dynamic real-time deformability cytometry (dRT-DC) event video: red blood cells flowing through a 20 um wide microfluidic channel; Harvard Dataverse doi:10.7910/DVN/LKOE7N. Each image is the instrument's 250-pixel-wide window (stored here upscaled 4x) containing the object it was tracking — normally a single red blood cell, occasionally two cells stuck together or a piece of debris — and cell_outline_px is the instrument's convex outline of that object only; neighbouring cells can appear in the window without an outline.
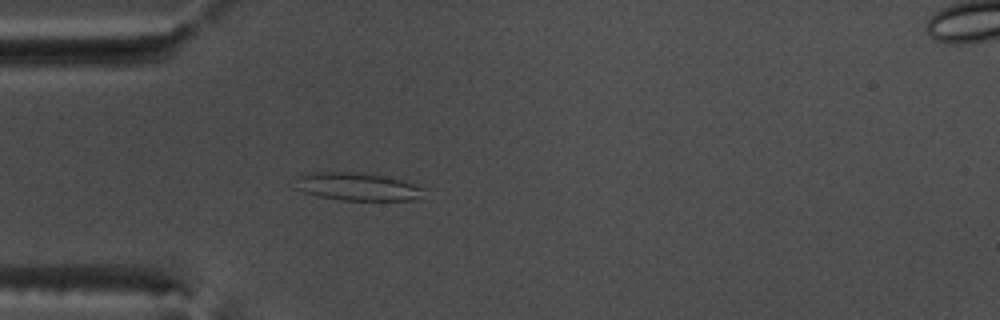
{"species": "common noctule bat (a hibernating species)", "species_latin": "Nyctalus noctula", "temperature_condition": "warm", "stored_images_in_passage": 48, "camera_frame_rate_fps": 3000, "um_per_image_px": 0.085, "animal": {"sex": "male", "body_mass_g": 17.5, "forearm_length_mm": 52.3}, "frame": {"image": 1, "passage_image": 10, "time_ms": 3.0, "image_size_px": [1000, 320], "cell_outline_px": [[428, 188], [420, 196], [412, 200], [340, 200], [320, 196], [304, 192], [296, 188], [300, 176], [316, 172], [348, 172], [384, 176], [404, 180]], "centroid_in_image_um": [30.48, 15.87], "position_along_channel_um": 54.5, "area_um2": 20.58}}
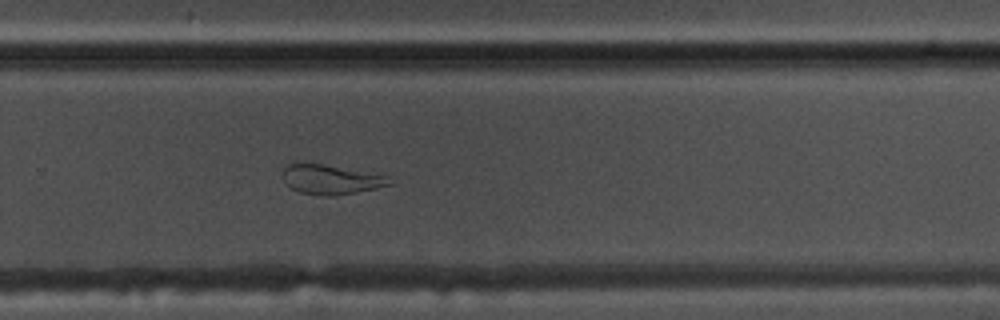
{"frame": {"image": 2, "passage_image": 30, "time_ms": 9.667, "image_size_px": [1000, 320], "cell_outline_px": [[392, 184], [376, 188], [356, 192], [332, 196], [324, 196], [300, 192], [292, 188], [284, 180], [284, 168], [288, 164], [324, 164], [388, 176]], "centroid_in_image_um": [28.15, 15.26], "position_along_channel_um": 301.7, "area_um2": 17.92}}
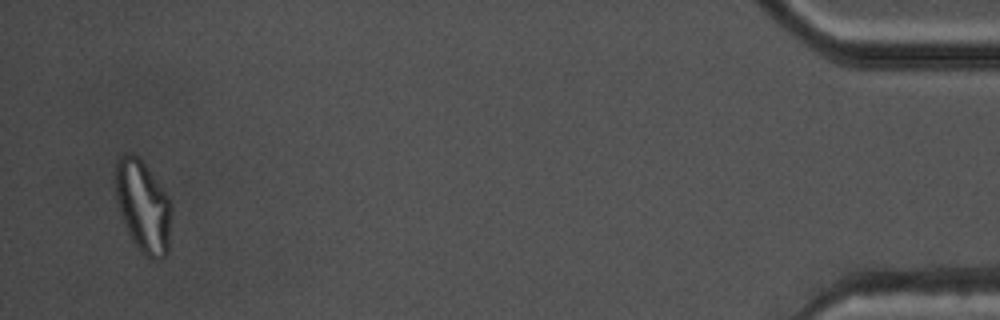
{"frame": {"image": 3, "passage_image": 46, "time_ms": 15.0, "image_size_px": [1000, 320], "cell_outline_px": [[172, 208], [168, 252], [164, 260], [152, 260], [144, 256], [140, 252], [132, 240], [124, 224], [116, 200], [116, 160], [124, 152], [132, 152], [144, 164], [160, 184], [168, 196], [172, 204]], "centroid_in_image_um": [12.18, 17.59], "position_along_channel_um": 423.0, "area_um2": 30.35}, "authors_computed_cell_mechanics": {"area_um2": 22.5709, "velocity_mm_per_s": 3.8217, "shape_relaxation_time_tau1_ms": null, "shape_relaxation_time_tau2_ms": 1.9875, "deformation_change_tau1": null, "deformation_change_tau2": 0.0863}}